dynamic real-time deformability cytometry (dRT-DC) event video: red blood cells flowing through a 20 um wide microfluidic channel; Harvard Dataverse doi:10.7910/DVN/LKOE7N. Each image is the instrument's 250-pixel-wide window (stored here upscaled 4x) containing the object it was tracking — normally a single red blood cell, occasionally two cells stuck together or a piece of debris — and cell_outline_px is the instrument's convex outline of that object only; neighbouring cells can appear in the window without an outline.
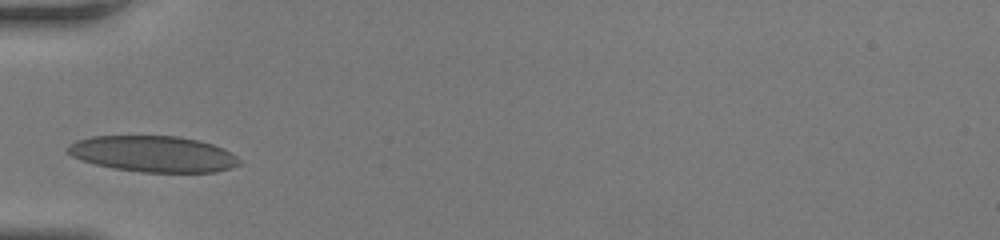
{"species": "human", "species_latin": "Homo sapiens", "temperature_condition": "room temperature", "stored_images_in_passage": 25, "camera_frame_rate_fps": 3000, "um_per_image_px": 0.085, "donor": {"sex": "female"}, "frame": {"image": 1, "passage_image": 1, "time_ms": 0.0, "image_size_px": [1000, 240], "cell_outline_px": [[240, 164], [232, 168], [216, 172], [140, 172], [112, 168], [96, 164], [72, 156], [64, 148], [68, 144], [76, 140], [92, 136], [180, 136], [200, 140], [224, 148], [236, 156], [240, 160]], "centroid_in_image_um": [13.03, 13.08], "position_along_channel_um": 72.0, "area_um2": 36.3}}
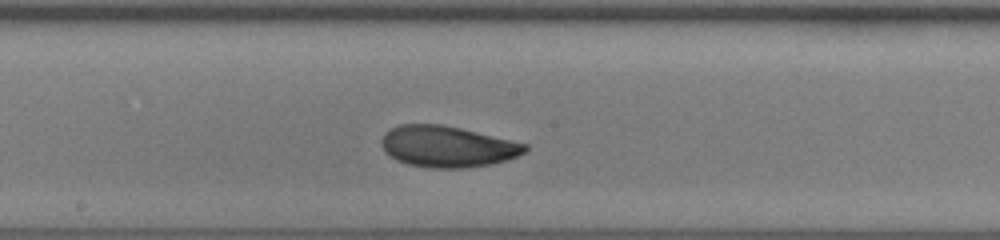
{"frame": {"image": 2, "passage_image": 11, "time_ms": 3.333, "image_size_px": [1000, 240], "cell_outline_px": [[528, 148], [524, 152], [516, 156], [492, 164], [464, 168], [432, 168], [408, 164], [396, 160], [384, 152], [380, 144], [380, 140], [384, 132], [400, 124], [440, 124], [460, 128], [528, 144]], "centroid_in_image_um": [37.97, 12.45], "position_along_channel_um": 210.2, "area_um2": 34.45}}
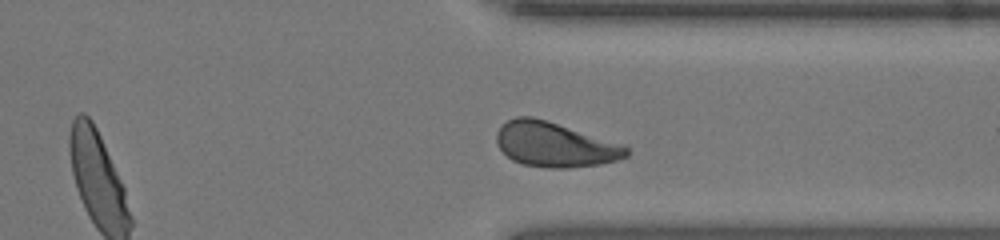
{"frame": {"image": 3, "passage_image": 22, "time_ms": 7.0, "image_size_px": [1000, 240], "cell_outline_px": [[628, 156], [616, 160], [600, 164], [568, 168], [548, 168], [524, 164], [512, 160], [496, 144], [496, 132], [508, 120], [516, 116], [532, 116], [548, 120], [628, 144]], "centroid_in_image_um": [47.22, 12.27], "position_along_channel_um": 364.2, "area_um2": 34.39}, "authors_computed_cell_mechanics": {"area_um2": 34.391, "velocity_mm_per_s": 4.1773, "shape_relaxation_time_tau1_ms": 2.7537, "shape_relaxation_time_tau2_ms": 1.4017, "deformation_change_tau1": 0.1292, "deformation_change_tau2": 0.0669}}